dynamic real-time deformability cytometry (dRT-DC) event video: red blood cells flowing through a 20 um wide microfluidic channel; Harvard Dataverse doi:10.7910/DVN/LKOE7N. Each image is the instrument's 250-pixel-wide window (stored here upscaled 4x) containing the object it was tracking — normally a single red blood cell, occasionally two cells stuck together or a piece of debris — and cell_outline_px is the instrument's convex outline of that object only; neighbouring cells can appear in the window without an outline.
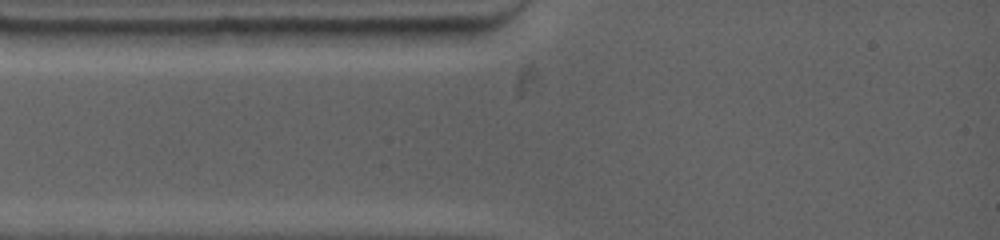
{"species": "common noctule bat (a hibernating species)", "species_latin": "Nyctalus noctula", "temperature_condition": "warm", "stored_images_in_passage": 2, "camera_frame_rate_fps": 4500, "um_per_image_px": 0.085, "animal": {"sex": "female", "body_mass_g": 19.0, "forearm_length_mm": 53.3}, "frame": {"image": 1, "passage_image": 1, "time_ms": 0.0, "image_size_px": [1000, 240], "cell_outline_px": [[288, 28], [284, 44], [204, 48], [188, 32], [212, 28]], "centroid_in_image_um": [20.35, 3.14], "position_along_channel_um": 64.6, "area_um2": 11.68}}